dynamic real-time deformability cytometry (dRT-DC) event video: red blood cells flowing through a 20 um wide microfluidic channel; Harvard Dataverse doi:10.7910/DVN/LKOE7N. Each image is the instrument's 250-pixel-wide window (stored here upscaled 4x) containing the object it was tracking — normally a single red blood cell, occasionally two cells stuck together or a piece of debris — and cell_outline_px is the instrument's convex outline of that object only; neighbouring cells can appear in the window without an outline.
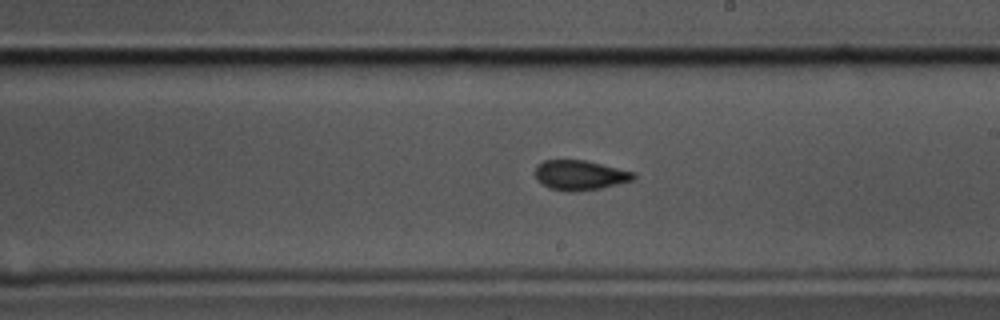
{"species": "common noctule bat (a hibernating species)", "species_latin": "Nyctalus noctula", "temperature_condition": "cold", "stored_images_in_passage": 52, "camera_frame_rate_fps": 3000, "um_per_image_px": 0.085, "animal": {"sex": "male", "body_mass_g": 17.5, "forearm_length_mm": 52.3}, "frame": {"image": 1, "passage_image": 27, "time_ms": 8.667, "image_size_px": [1000, 320], "cell_outline_px": [[636, 180], [600, 188], [572, 192], [564, 192], [552, 188], [544, 184], [536, 176], [536, 168], [544, 160], [584, 160], [636, 172]], "centroid_in_image_um": [49.38, 14.89], "position_along_channel_um": 239.6, "area_um2": 16.94}}
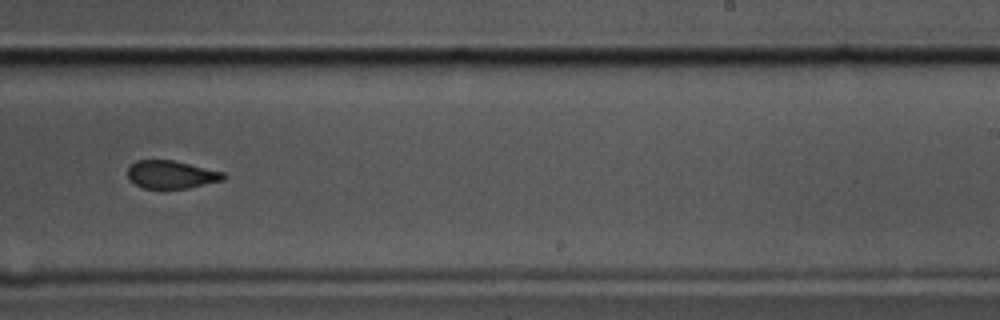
{"frame": {"image": 2, "passage_image": 30, "time_ms": 9.667, "image_size_px": [1000, 320], "cell_outline_px": [[228, 176], [224, 180], [188, 188], [144, 188], [136, 184], [128, 176], [128, 168], [136, 160], [172, 160], [224, 172]], "centroid_in_image_um": [14.6, 14.83], "position_along_channel_um": 274.4, "area_um2": 15.43}}
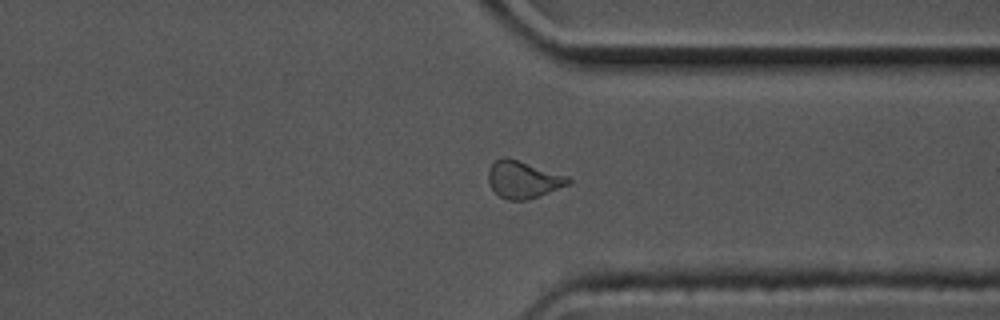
{"frame": {"image": 3, "passage_image": 38, "time_ms": 12.333, "image_size_px": [1000, 320], "cell_outline_px": [[572, 184], [528, 200], [508, 200], [500, 196], [488, 184], [488, 168], [496, 160], [504, 156], [508, 156], [568, 176], [572, 180]], "centroid_in_image_um": [44.49, 15.25], "position_along_channel_um": 366.9, "area_um2": 17.63}, "authors_computed_cell_mechanics": {"area_um2": 17.34, "velocity_mm_per_s": 3.4792, "shape_relaxation_time_tau1_ms": 3.7424, "shape_relaxation_time_tau2_ms": 1.8517, "deformation_change_tau1": 0.1115, "deformation_change_tau2": 0.0619}}